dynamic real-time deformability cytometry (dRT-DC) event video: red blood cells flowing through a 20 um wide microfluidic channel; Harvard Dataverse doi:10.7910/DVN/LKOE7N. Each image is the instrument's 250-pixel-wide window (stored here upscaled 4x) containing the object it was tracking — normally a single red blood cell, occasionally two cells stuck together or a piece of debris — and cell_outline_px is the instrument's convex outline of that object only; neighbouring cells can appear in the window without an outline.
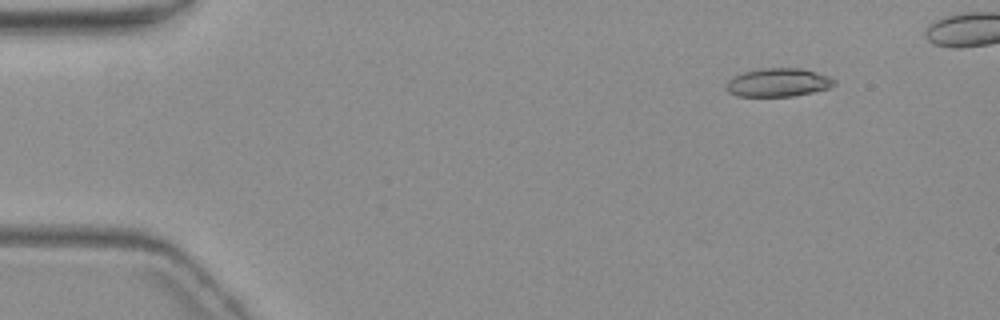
{"species": "common noctule bat (a hibernating species)", "species_latin": "Nyctalus noctula", "temperature_condition": "warm", "stored_images_in_passage": 5, "camera_frame_rate_fps": 3000, "um_per_image_px": 0.085, "animal": {"sex": "female", "body_mass_g": 19.3, "forearm_length_mm": 54.1}, "frame": {"image": 1, "passage_image": 1, "time_ms": 0.0, "image_size_px": [1000, 320], "cell_outline_px": [[836, 84], [828, 88], [812, 92], [792, 96], [736, 96], [728, 92], [724, 88], [724, 84], [728, 80], [744, 72], [760, 68], [800, 68], [816, 72], [828, 76], [836, 80]], "centroid_in_image_um": [66.11, 7.01], "position_along_channel_um": 18.9, "area_um2": 17.92}}